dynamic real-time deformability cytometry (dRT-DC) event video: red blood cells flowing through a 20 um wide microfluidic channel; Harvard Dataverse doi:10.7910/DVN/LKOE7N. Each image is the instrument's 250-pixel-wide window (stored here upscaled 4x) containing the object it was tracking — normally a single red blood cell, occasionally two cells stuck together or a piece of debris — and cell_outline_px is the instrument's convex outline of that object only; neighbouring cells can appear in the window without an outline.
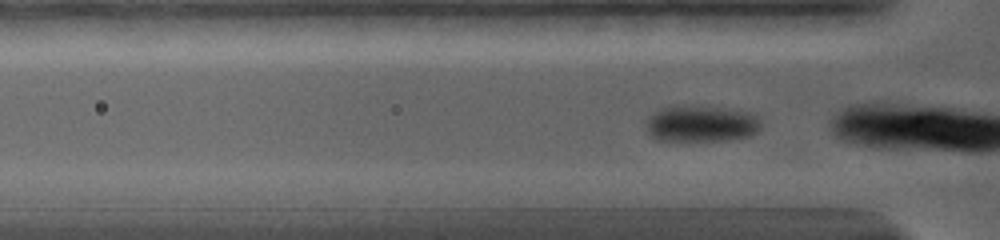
{"species": "common noctule bat (a hibernating species)", "species_latin": "Nyctalus noctula", "temperature_condition": "warm", "stored_images_in_passage": 44, "camera_frame_rate_fps": 5000, "um_per_image_px": 0.085, "animal": {"sex": "female", "body_mass_g": 19.0, "forearm_length_mm": 56.7}, "frame": {"image": 1, "passage_image": 2, "time_ms": 0.2, "image_size_px": [1000, 240], "cell_outline_px": [[760, 128], [752, 136], [724, 140], [656, 140], [648, 132], [648, 116], [652, 112], [660, 108], [676, 104], [700, 104], [748, 112], [756, 116], [760, 120]], "centroid_in_image_um": [59.58, 10.47], "position_along_channel_um": 66.2, "area_um2": 24.8}}
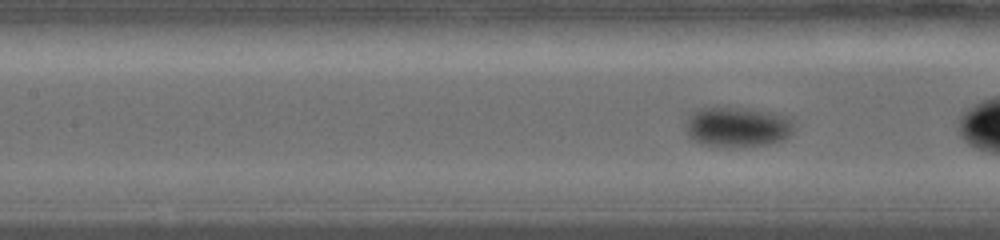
{"frame": {"image": 2, "passage_image": 17, "time_ms": 2.4, "image_size_px": [1000, 240], "cell_outline_px": [[792, 132], [784, 140], [768, 144], [732, 148], [728, 148], [700, 144], [688, 136], [684, 128], [688, 112], [696, 108], [712, 104], [720, 104], [780, 112], [788, 116], [792, 120]], "centroid_in_image_um": [62.6, 10.73], "position_along_channel_um": 144.8, "area_um2": 27.11}}
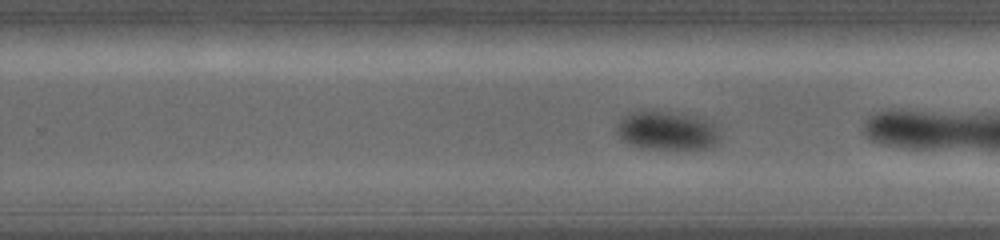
{"frame": {"image": 3, "passage_image": 36, "time_ms": 6.0, "image_size_px": [1000, 240], "cell_outline_px": [[720, 140], [716, 144], [708, 148], [640, 148], [628, 144], [616, 132], [616, 128], [620, 120], [624, 116], [632, 112], [648, 108], [664, 108], [700, 116], [708, 120], [712, 124], [720, 136]], "centroid_in_image_um": [56.68, 11.03], "position_along_channel_um": 273.1, "area_um2": 24.1}}